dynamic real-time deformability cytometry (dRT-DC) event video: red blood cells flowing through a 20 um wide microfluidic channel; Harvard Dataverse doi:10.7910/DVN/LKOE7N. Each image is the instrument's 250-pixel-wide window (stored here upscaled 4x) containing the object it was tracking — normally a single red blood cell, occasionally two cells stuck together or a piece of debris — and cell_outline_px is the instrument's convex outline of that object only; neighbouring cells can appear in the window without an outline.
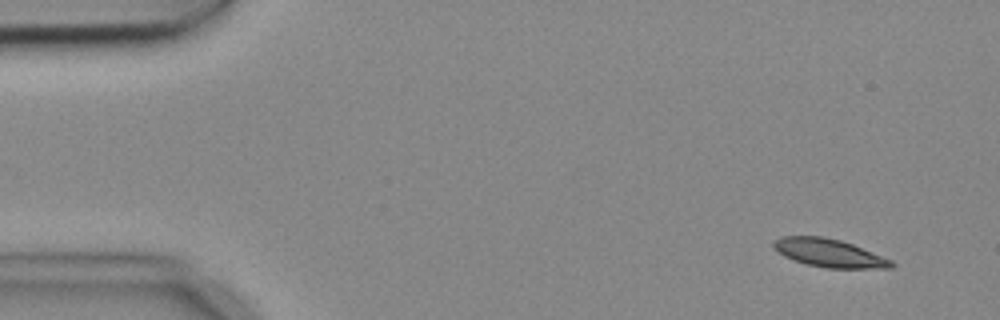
{"species": "common noctule bat (a hibernating species)", "species_latin": "Nyctalus noctula", "temperature_condition": "cold", "stored_images_in_passage": 4, "camera_frame_rate_fps": 3000, "um_per_image_px": 0.085, "animal": {"sex": "female", "body_mass_g": 18.4}, "frame": {"image": 1, "passage_image": 1, "time_ms": 0.0, "image_size_px": [1000, 320], "cell_outline_px": [[896, 264], [892, 268], [824, 268], [808, 264], [784, 256], [776, 252], [772, 244], [776, 240], [784, 236], [824, 236], [840, 240], [852, 244], [892, 260]], "centroid_in_image_um": [70.49, 21.5], "position_along_channel_um": 14.5, "area_um2": 19.19}}